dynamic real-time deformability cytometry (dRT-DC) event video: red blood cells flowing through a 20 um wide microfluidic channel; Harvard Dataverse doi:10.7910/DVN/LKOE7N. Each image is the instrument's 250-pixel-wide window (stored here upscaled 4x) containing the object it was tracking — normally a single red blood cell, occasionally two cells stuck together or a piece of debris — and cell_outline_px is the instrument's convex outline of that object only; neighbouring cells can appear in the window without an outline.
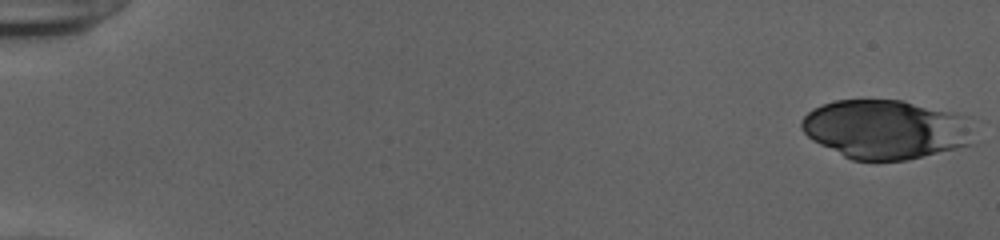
{"species": "human", "species_latin": "Homo sapiens", "temperature_condition": "cold", "stored_images_in_passage": 52, "camera_frame_rate_fps": 3000, "um_per_image_px": 0.085, "donor": {"sex": "female"}, "frame": {"image": 1, "passage_image": 1, "time_ms": 0.0, "image_size_px": [1000, 240], "cell_outline_px": [[976, 144], [908, 160], [852, 160], [812, 140], [800, 128], [800, 120], [812, 108], [820, 104], [836, 100], [904, 100], [956, 112], [972, 116]], "centroid_in_image_um": [75.39, 10.98], "position_along_channel_um": 9.6, "area_um2": 60.69}}